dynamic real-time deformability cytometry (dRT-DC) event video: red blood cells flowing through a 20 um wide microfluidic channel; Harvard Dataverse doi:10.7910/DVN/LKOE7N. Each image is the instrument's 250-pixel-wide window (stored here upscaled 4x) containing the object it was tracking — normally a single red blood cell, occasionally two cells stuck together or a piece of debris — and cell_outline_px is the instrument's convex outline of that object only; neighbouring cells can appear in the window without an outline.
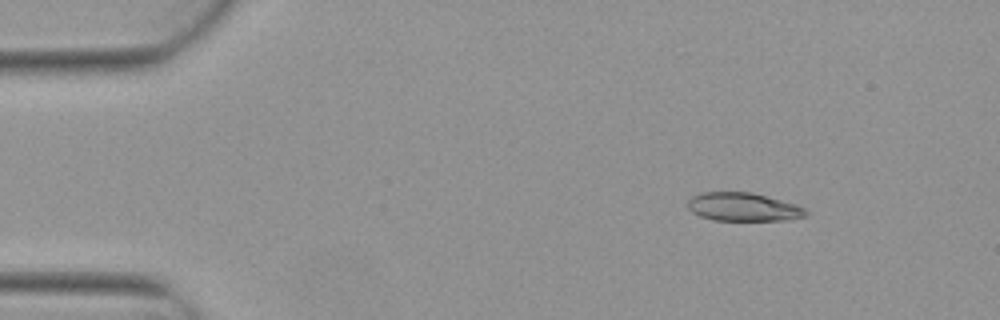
{"species": "Egyptian fruit bat (a non-hibernating species)", "species_latin": "Rousettus aegyptiacus", "temperature_condition": "warm", "stored_images_in_passage": 4, "camera_frame_rate_fps": 3000, "um_per_image_px": 0.085, "animal": {"sex": "female"}, "frame": {"image": 1, "passage_image": 2, "time_ms": 0.333, "image_size_px": [1000, 320], "cell_outline_px": [[808, 212], [804, 216], [792, 220], [712, 220], [700, 216], [692, 212], [688, 208], [688, 200], [692, 196], [700, 192], [752, 192], [796, 204], [804, 208]], "centroid_in_image_um": [63.16, 17.59], "position_along_channel_um": 21.8, "area_um2": 19.59}}